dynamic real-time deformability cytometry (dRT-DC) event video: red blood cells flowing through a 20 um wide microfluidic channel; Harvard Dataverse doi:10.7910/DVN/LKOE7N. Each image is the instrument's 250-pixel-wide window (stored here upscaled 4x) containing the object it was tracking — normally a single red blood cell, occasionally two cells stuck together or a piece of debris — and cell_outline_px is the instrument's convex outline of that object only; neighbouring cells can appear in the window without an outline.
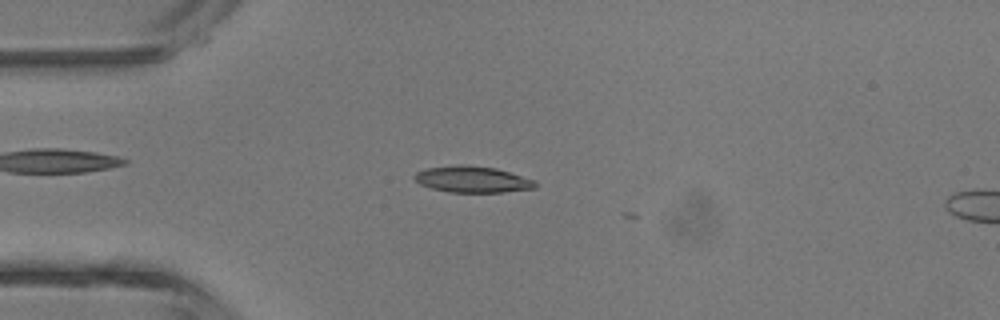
{"species": "common noctule bat (a hibernating species)", "species_latin": "Nyctalus noctula", "temperature_condition": "room temperature", "stored_images_in_passage": 3, "camera_frame_rate_fps": 3000, "um_per_image_px": 0.085, "animal": {"sex": "male", "body_mass_g": 13.3}, "frame": {"image": 1, "passage_image": 2, "time_ms": 2.0, "image_size_px": [1000, 320], "cell_outline_px": [[536, 188], [504, 192], [448, 192], [432, 188], [420, 184], [412, 176], [416, 172], [428, 168], [456, 164], [464, 164], [496, 168], [536, 180]], "centroid_in_image_um": [40.16, 15.24], "position_along_channel_um": 44.8, "area_um2": 18.61}}